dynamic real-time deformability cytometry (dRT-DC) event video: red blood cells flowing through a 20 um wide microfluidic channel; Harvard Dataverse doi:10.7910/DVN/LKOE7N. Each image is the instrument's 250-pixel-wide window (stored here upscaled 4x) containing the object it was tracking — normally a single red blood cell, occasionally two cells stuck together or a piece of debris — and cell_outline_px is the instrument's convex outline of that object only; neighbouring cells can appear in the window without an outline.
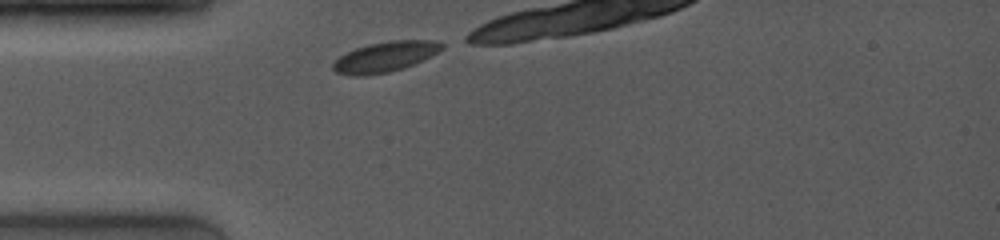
{"species": "common noctule bat (a hibernating species)", "species_latin": "Nyctalus noctula", "temperature_condition": "room temperature", "stored_images_in_passage": 8, "camera_frame_rate_fps": 4000, "um_per_image_px": 0.085, "animal": {"sex": "female", "body_mass_g": 19.0, "forearm_length_mm": 53.3}, "frame": {"image": 1, "passage_image": 1, "time_ms": 0.0, "image_size_px": [1000, 240], "cell_outline_px": [[444, 48], [404, 68], [388, 72], [368, 76], [352, 76], [336, 72], [332, 68], [332, 64], [340, 56], [356, 48], [368, 44], [388, 40], [436, 40], [444, 44]], "centroid_in_image_um": [32.7, 4.82], "position_along_channel_um": 52.3, "area_um2": 19.07}}
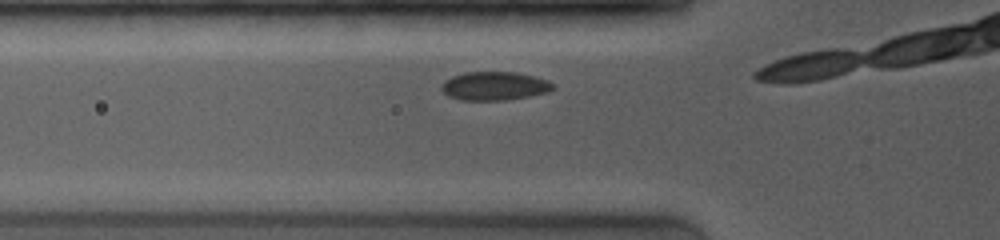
{"frame": {"image": 2, "passage_image": 6, "time_ms": 1.0, "image_size_px": [1000, 240], "cell_outline_px": [[556, 88], [548, 92], [508, 100], [460, 100], [448, 96], [440, 88], [440, 84], [444, 80], [452, 76], [464, 72], [516, 72], [548, 80]], "centroid_in_image_um": [41.99, 7.31], "position_along_channel_um": 83.8, "area_um2": 18.67}}